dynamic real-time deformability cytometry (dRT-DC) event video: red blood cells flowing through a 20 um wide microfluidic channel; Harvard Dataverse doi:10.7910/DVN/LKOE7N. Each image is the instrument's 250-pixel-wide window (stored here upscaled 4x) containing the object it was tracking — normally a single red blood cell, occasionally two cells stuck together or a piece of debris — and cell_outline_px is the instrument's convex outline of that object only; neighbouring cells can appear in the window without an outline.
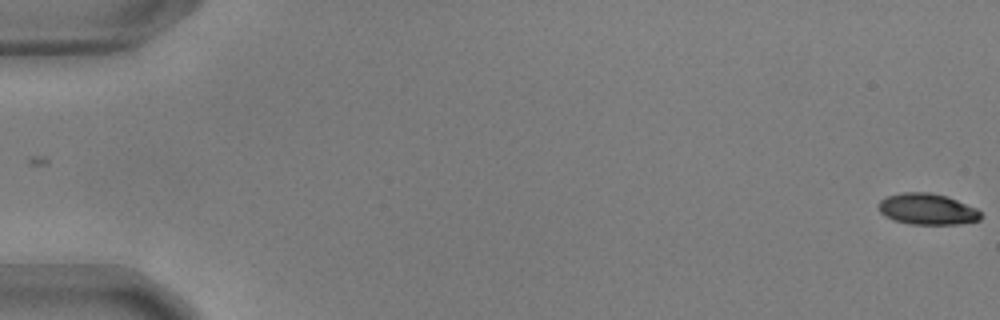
{"species": "common noctule bat (a hibernating species)", "species_latin": "Nyctalus noctula", "temperature_condition": "warm", "stored_images_in_passage": 57, "camera_frame_rate_fps": 3000, "um_per_image_px": 0.085, "animal": {"sex": "male", "body_mass_g": 17.9, "forearm_length_mm": 54.2}, "frame": {"image": 1, "passage_image": 1, "time_ms": 0.0, "image_size_px": [1000, 320], "cell_outline_px": [[980, 220], [960, 224], [908, 224], [892, 220], [884, 216], [880, 212], [876, 204], [880, 200], [888, 196], [904, 192], [932, 192], [948, 196], [976, 208], [980, 212]], "centroid_in_image_um": [78.78, 17.77], "position_along_channel_um": 6.2, "area_um2": 18.79}}
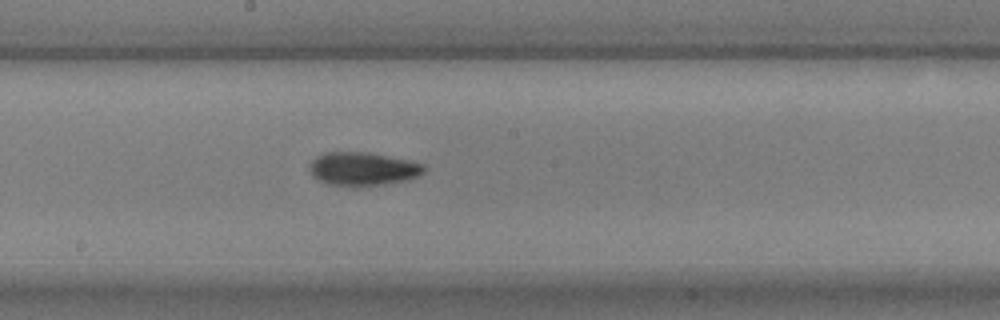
{"frame": {"image": 2, "passage_image": 32, "time_ms": 10.333, "image_size_px": [1000, 320], "cell_outline_px": [[424, 172], [420, 176], [408, 180], [384, 184], [356, 188], [328, 184], [312, 176], [308, 168], [308, 164], [316, 156], [324, 152], [368, 152], [408, 160], [424, 164]], "centroid_in_image_um": [30.81, 14.37], "position_along_channel_um": 217.4, "area_um2": 22.77}}
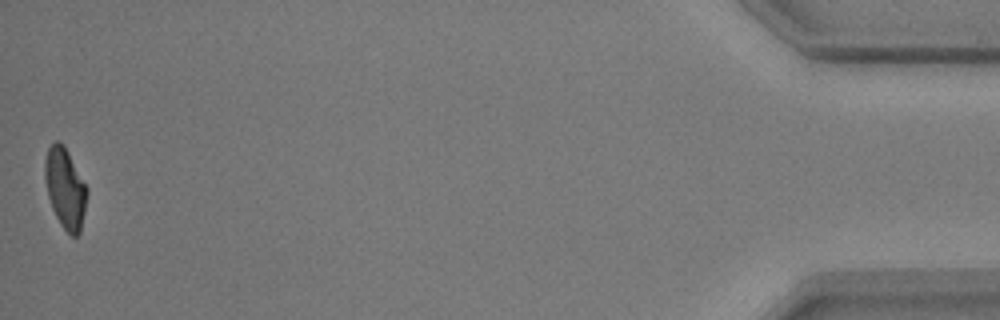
{"frame": {"image": 3, "passage_image": 57, "time_ms": 18.667, "image_size_px": [1000, 320], "cell_outline_px": [[88, 192], [80, 232], [76, 236], [72, 236], [60, 224], [52, 208], [48, 196], [44, 176], [44, 160], [48, 148], [56, 140], [60, 140], [64, 144], [88, 188]], "centroid_in_image_um": [5.53, 15.96], "position_along_channel_um": 429.7, "area_um2": 19.77}, "authors_computed_cell_mechanics": {"area_um2": 20.9814, "velocity_mm_per_s": 3.6017, "shape_relaxation_time_tau1_ms": 4.1561, "shape_relaxation_time_tau2_ms": 2.5643, "deformation_change_tau1": 0.1544, "deformation_change_tau2": 0.0836}}